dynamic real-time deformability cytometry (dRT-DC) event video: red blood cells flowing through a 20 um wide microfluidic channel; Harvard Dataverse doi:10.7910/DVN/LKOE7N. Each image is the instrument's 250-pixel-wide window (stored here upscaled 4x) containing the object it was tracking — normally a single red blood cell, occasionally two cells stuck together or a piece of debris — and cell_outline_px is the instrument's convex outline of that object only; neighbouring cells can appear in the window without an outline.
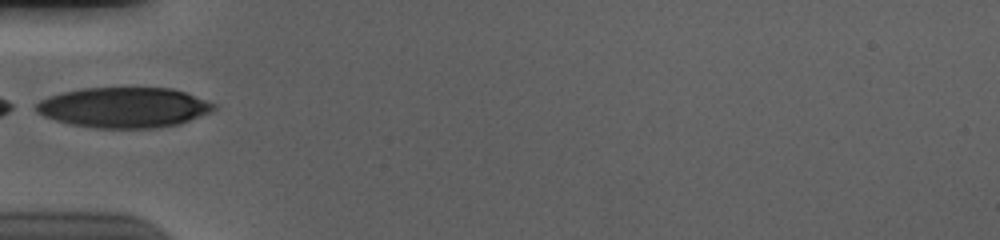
{"species": "human", "species_latin": "Homo sapiens", "temperature_condition": "cold", "stored_images_in_passage": 36, "camera_frame_rate_fps": 3000, "um_per_image_px": 0.085, "donor": {"sex": "male"}, "frame": {"image": 1, "passage_image": 1, "time_ms": 0.0, "image_size_px": [1000, 240], "cell_outline_px": [[216, 108], [212, 112], [180, 124], [160, 128], [96, 128], [68, 124], [44, 116], [36, 112], [36, 104], [40, 100], [48, 96], [64, 92], [84, 88], [172, 88], [184, 92], [216, 104]], "centroid_in_image_um": [10.55, 9.15], "position_along_channel_um": 74.5, "area_um2": 41.85}, "authors_computed_cell_mechanics": {"area_um2": 42.0784, "velocity_mm_per_s": 3.6896, "shape_relaxation_time_tau1_ms": 4.4023, "shape_relaxation_time_tau2_ms": 1.3589, "deformation_change_tau1": 0.1555, "deformation_change_tau2": 0.0539}}